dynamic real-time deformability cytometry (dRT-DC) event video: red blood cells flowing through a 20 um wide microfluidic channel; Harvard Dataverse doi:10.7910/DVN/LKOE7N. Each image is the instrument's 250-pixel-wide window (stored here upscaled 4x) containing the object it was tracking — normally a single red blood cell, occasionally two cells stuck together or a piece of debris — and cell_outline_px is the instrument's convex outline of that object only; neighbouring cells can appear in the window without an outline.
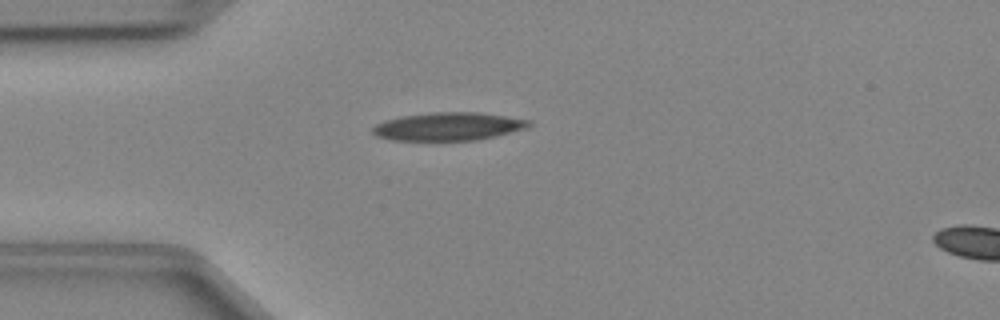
{"species": "Egyptian fruit bat (a non-hibernating species)", "species_latin": "Rousettus aegyptiacus", "temperature_condition": "cold", "stored_images_in_passage": 36, "camera_frame_rate_fps": 3000, "um_per_image_px": 0.085, "animal": {"sex": "female"}, "frame": {"image": 1, "passage_image": 1, "time_ms": 0.0, "image_size_px": [1000, 320], "cell_outline_px": [[532, 124], [528, 128], [496, 136], [476, 140], [392, 140], [376, 136], [372, 132], [372, 128], [376, 124], [384, 120], [400, 116], [432, 112], [480, 112], [532, 120]], "centroid_in_image_um": [38.13, 10.74], "position_along_channel_um": 46.9, "area_um2": 25.78}}
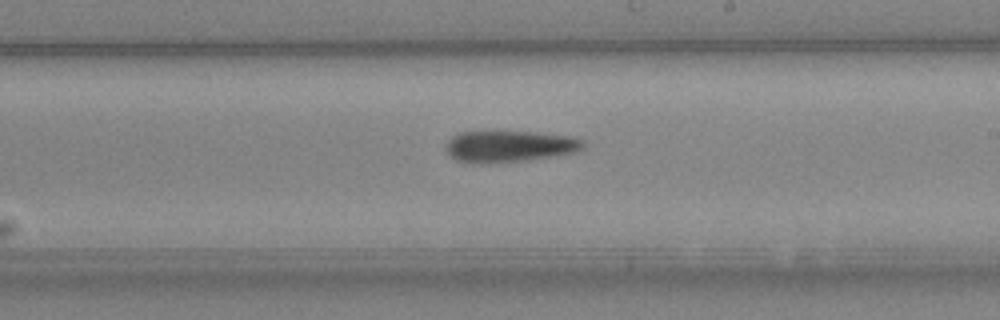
{"frame": {"image": 2, "passage_image": 16, "time_ms": 5.0, "image_size_px": [1000, 320], "cell_outline_px": [[584, 148], [576, 152], [556, 156], [528, 160], [476, 164], [472, 164], [456, 160], [448, 156], [444, 148], [444, 144], [452, 136], [460, 132], [528, 132], [568, 136], [580, 140], [584, 144]], "centroid_in_image_um": [43.21, 12.46], "position_along_channel_um": 245.8, "area_um2": 25.26}}
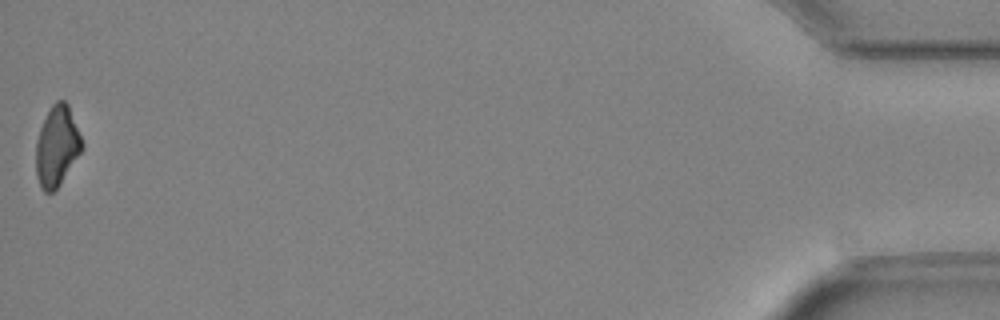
{"frame": {"image": 3, "passage_image": 36, "time_ms": 11.667, "image_size_px": [1000, 320], "cell_outline_px": [[84, 148], [60, 184], [52, 192], [44, 192], [40, 188], [36, 176], [36, 140], [40, 128], [52, 104], [56, 100], [64, 100], [68, 104], [84, 144]], "centroid_in_image_um": [4.84, 12.44], "position_along_channel_um": 430.4, "area_um2": 21.56}}